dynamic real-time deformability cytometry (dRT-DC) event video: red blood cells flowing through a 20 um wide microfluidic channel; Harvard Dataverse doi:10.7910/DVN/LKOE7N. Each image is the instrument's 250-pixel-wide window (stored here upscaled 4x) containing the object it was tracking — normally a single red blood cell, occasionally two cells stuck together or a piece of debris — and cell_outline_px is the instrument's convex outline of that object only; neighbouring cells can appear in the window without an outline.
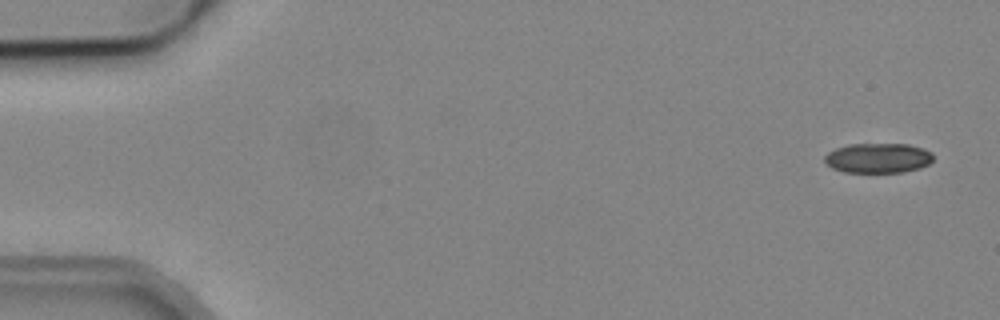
{"species": "common noctule bat (a hibernating species)", "species_latin": "Nyctalus noctula", "temperature_condition": "cold", "stored_images_in_passage": 5, "camera_frame_rate_fps": 3000, "um_per_image_px": 0.085, "animal": {"sex": "male", "body_mass_g": 19.2, "forearm_length_mm": 51.8}, "frame": {"image": 1, "passage_image": 1, "time_ms": 0.0, "image_size_px": [1000, 320], "cell_outline_px": [[932, 160], [928, 164], [920, 168], [904, 172], [844, 172], [832, 168], [824, 160], [824, 156], [828, 152], [836, 148], [848, 144], [908, 144], [924, 148], [932, 152]], "centroid_in_image_um": [74.64, 13.43], "position_along_channel_um": 10.4, "area_um2": 18.96}}
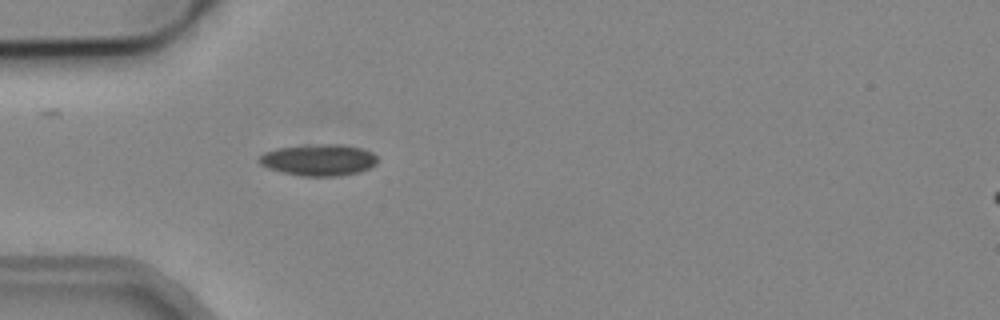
{"frame": {"image": 2, "passage_image": 5, "time_ms": 4.667, "image_size_px": [1000, 320], "cell_outline_px": [[376, 164], [368, 168], [356, 172], [336, 176], [304, 176], [284, 172], [268, 168], [260, 164], [256, 160], [264, 152], [276, 148], [324, 144], [340, 144], [360, 148], [372, 152], [376, 156]], "centroid_in_image_um": [27.06, 13.59], "position_along_channel_um": 57.9, "area_um2": 21.39}}